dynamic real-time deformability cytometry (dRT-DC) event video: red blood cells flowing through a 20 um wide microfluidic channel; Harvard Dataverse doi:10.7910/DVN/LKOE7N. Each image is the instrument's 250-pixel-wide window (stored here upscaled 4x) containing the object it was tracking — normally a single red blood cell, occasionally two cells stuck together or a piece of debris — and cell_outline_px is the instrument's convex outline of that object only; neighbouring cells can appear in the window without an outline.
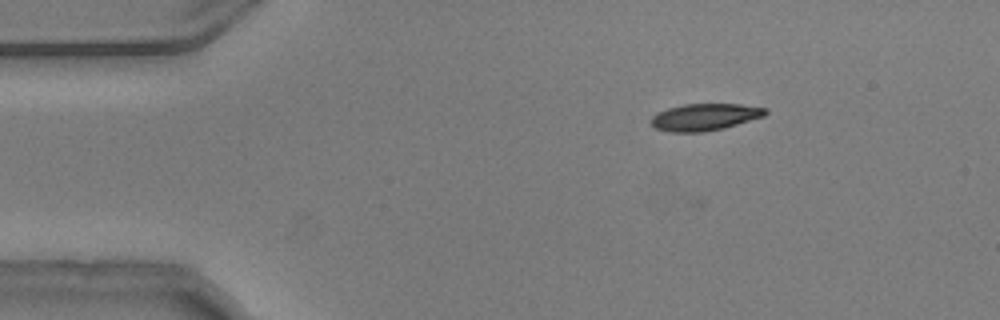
{"species": "common noctule bat (a hibernating species)", "species_latin": "Nyctalus noctula", "temperature_condition": "warm", "stored_images_in_passage": 41, "camera_frame_rate_fps": 3000, "um_per_image_px": 0.085, "animal": {"sex": "male", "body_mass_g": 20.5, "forearm_length_mm": 52.5}, "frame": {"image": 1, "passage_image": 1, "time_ms": 0.0, "image_size_px": [1000, 320], "cell_outline_px": [[768, 112], [764, 116], [724, 128], [704, 132], [668, 132], [656, 128], [648, 120], [656, 112], [668, 108], [684, 104], [740, 104], [768, 108]], "centroid_in_image_um": [59.88, 9.95], "position_along_channel_um": 25.1, "area_um2": 18.09}}
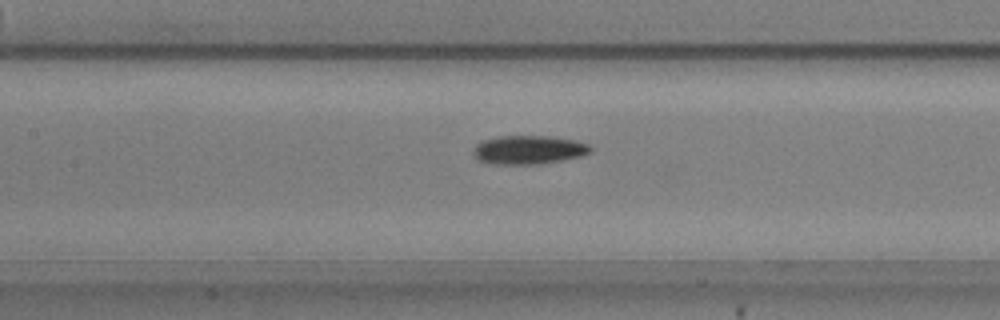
{"frame": {"image": 2, "passage_image": 17, "time_ms": 5.333, "image_size_px": [1000, 320], "cell_outline_px": [[592, 152], [580, 156], [564, 160], [540, 164], [488, 164], [480, 160], [472, 152], [476, 144], [484, 140], [500, 136], [548, 136], [576, 140], [588, 144], [592, 148]], "centroid_in_image_um": [44.96, 12.74], "position_along_channel_um": 162.4, "area_um2": 19.65}}
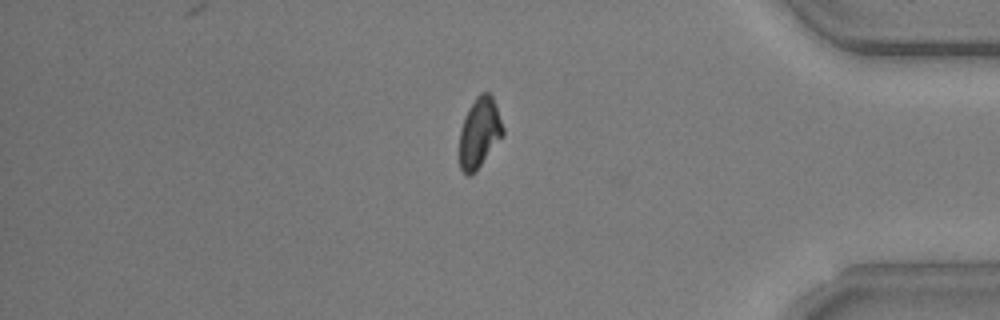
{"frame": {"image": 3, "passage_image": 38, "time_ms": 12.333, "image_size_px": [1000, 320], "cell_outline_px": [[504, 136], [476, 172], [468, 176], [464, 176], [460, 168], [460, 128], [464, 116], [468, 108], [476, 96], [480, 92], [488, 92], [492, 96], [504, 128]], "centroid_in_image_um": [40.75, 11.31], "position_along_channel_um": 394.4, "area_um2": 18.15}, "authors_computed_cell_mechanics": {"area_um2": 18.8428, "velocity_mm_per_s": 3.7463, "shape_relaxation_time_tau1_ms": 3.2578, "shape_relaxation_time_tau2_ms": null, "deformation_change_tau1": 0.1285, "deformation_change_tau2": null}}